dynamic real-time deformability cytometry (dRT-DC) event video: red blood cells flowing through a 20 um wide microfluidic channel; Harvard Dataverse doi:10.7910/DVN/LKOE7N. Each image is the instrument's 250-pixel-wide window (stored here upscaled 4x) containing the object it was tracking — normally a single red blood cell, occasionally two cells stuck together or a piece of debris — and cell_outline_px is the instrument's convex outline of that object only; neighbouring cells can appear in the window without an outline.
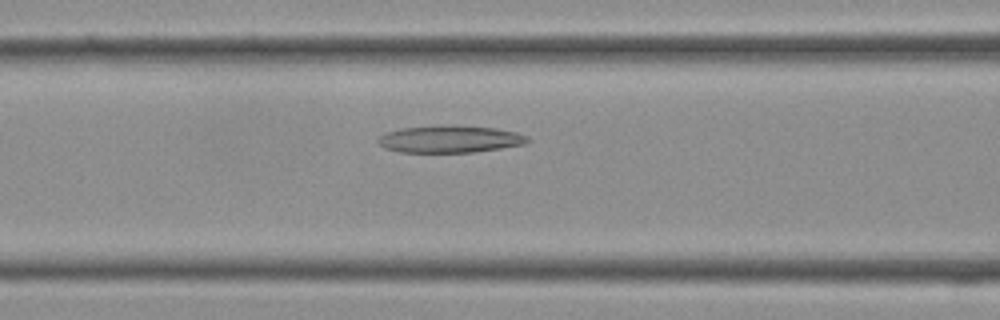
{"species": "Egyptian fruit bat (a non-hibernating species)", "species_latin": "Rousettus aegyptiacus", "temperature_condition": "cold", "stored_images_in_passage": 38, "camera_frame_rate_fps": 3000, "um_per_image_px": 0.085, "frame": {"image": 1, "passage_image": 15, "time_ms": 4.667, "image_size_px": [1000, 320], "cell_outline_px": [[532, 140], [528, 144], [472, 152], [400, 152], [384, 148], [376, 140], [380, 136], [388, 132], [400, 128], [440, 124], [448, 124], [496, 128], [516, 132], [528, 136]], "centroid_in_image_um": [38.27, 11.81], "position_along_channel_um": 128.3, "area_um2": 24.04}}
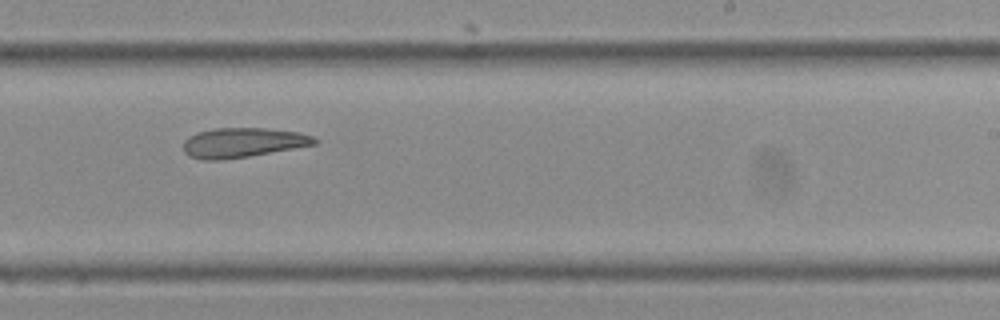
{"frame": {"image": 2, "passage_image": 23, "time_ms": 7.333, "image_size_px": [1000, 320], "cell_outline_px": [[320, 144], [224, 160], [200, 160], [188, 156], [184, 152], [184, 140], [188, 136], [196, 132], [216, 128], [268, 128], [300, 132], [312, 136], [320, 140]], "centroid_in_image_um": [20.66, 12.12], "position_along_channel_um": 268.3, "area_um2": 23.06}}
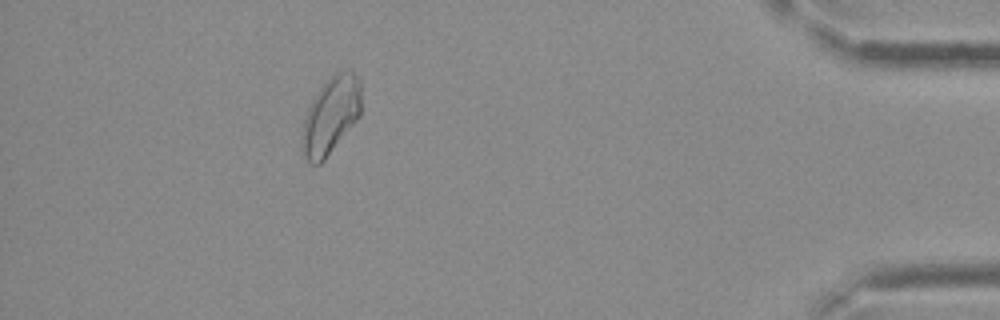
{"frame": {"image": 3, "passage_image": 34, "time_ms": 11.0, "image_size_px": [1000, 320], "cell_outline_px": [[360, 116], [324, 160], [320, 164], [312, 164], [304, 156], [300, 148], [300, 132], [308, 108], [312, 100], [320, 88], [336, 72], [348, 68], [352, 68], [360, 80]], "centroid_in_image_um": [28.1, 9.81], "position_along_channel_um": 407.1, "area_um2": 26.76}}